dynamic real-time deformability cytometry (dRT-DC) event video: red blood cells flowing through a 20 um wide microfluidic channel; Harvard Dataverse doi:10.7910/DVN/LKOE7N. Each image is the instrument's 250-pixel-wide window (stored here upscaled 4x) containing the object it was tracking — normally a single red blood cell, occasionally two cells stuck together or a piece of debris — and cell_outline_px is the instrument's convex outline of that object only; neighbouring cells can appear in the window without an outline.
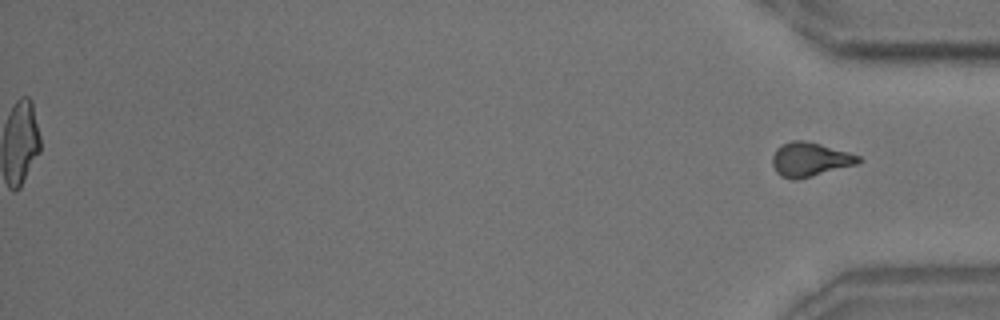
{"species": "common noctule bat (a hibernating species)", "species_latin": "Nyctalus noctula", "temperature_condition": "room temperature", "stored_images_in_passage": 56, "segment_of_instrument_passage": [2, 2], "camera_frame_rate_fps": 3000, "um_per_image_px": 0.085, "animal": {"sex": "male", "body_mass_g": 18.8}, "frame": {"image": 1, "passage_image": 56, "time_ms": 18.333, "image_size_px": [1000, 320], "cell_outline_px": [[864, 160], [856, 164], [812, 176], [796, 180], [792, 180], [780, 176], [776, 172], [772, 164], [772, 156], [776, 148], [780, 144], [792, 140], [804, 140], [820, 144], [848, 152], [860, 156]], "centroid_in_image_um": [68.81, 13.55], "position_along_channel_um": 366.4, "area_um2": 17.17}}